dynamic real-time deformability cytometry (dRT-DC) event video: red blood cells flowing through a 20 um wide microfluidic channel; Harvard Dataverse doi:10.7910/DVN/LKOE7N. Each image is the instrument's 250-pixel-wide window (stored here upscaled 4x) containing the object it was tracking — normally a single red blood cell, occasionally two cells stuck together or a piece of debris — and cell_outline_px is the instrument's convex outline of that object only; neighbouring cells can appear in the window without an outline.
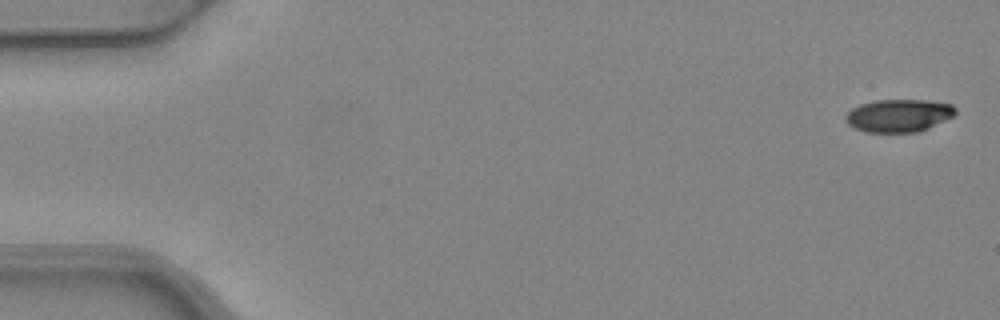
{"species": "common noctule bat (a hibernating species)", "species_latin": "Nyctalus noctula", "temperature_condition": "warm", "stored_images_in_passage": 6, "camera_frame_rate_fps": 3000, "um_per_image_px": 0.085, "animal": {"sex": "female", "body_mass_g": 24.6, "forearm_length_mm": 56.2}, "frame": {"image": 1, "passage_image": 1, "time_ms": 0.0, "image_size_px": [1000, 320], "cell_outline_px": [[956, 112], [952, 116], [920, 132], [864, 132], [848, 124], [844, 120], [844, 116], [852, 108], [860, 104], [876, 100], [928, 100], [952, 104], [956, 108]], "centroid_in_image_um": [76.37, 9.82], "position_along_channel_um": 8.6, "area_um2": 20.98}}
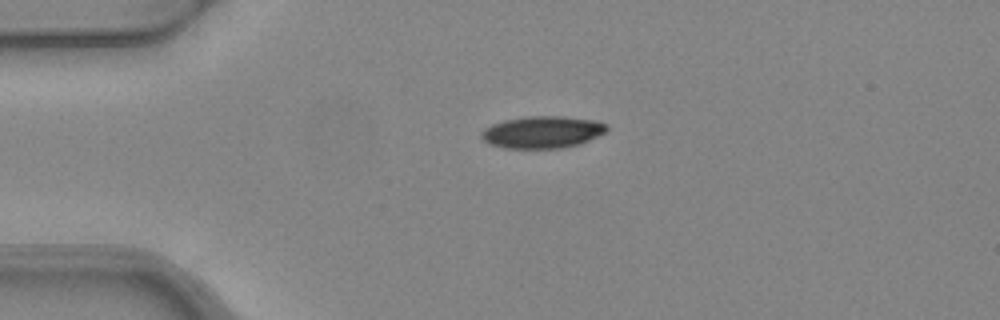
{"frame": {"image": 2, "passage_image": 4, "time_ms": 1.0, "image_size_px": [1000, 320], "cell_outline_px": [[608, 128], [604, 132], [580, 144], [564, 148], [504, 148], [488, 144], [480, 136], [480, 132], [484, 128], [492, 124], [504, 120], [524, 116], [564, 116], [596, 120], [608, 124]], "centroid_in_image_um": [46.08, 11.22], "position_along_channel_um": 38.9, "area_um2": 23.64}}
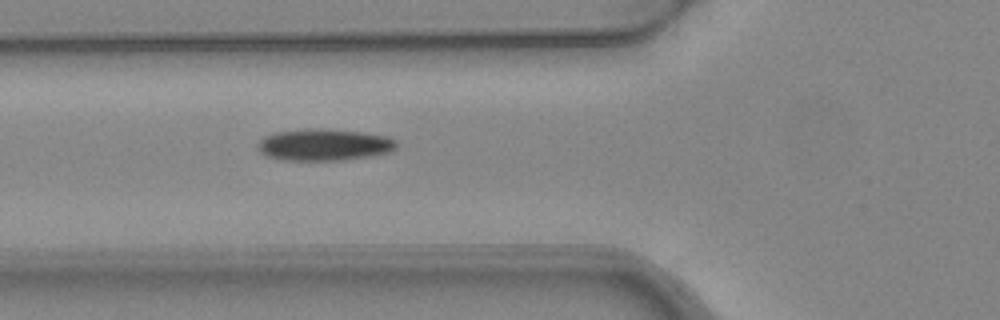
{"frame": {"image": 3, "passage_image": 6, "time_ms": 1.667, "image_size_px": [1000, 320], "cell_outline_px": [[396, 148], [392, 152], [372, 156], [344, 160], [280, 160], [268, 156], [260, 152], [256, 148], [256, 144], [264, 136], [276, 132], [308, 128], [324, 128], [360, 132], [388, 136], [396, 140]], "centroid_in_image_um": [27.55, 12.3], "position_along_channel_um": 98.3, "area_um2": 26.01}}